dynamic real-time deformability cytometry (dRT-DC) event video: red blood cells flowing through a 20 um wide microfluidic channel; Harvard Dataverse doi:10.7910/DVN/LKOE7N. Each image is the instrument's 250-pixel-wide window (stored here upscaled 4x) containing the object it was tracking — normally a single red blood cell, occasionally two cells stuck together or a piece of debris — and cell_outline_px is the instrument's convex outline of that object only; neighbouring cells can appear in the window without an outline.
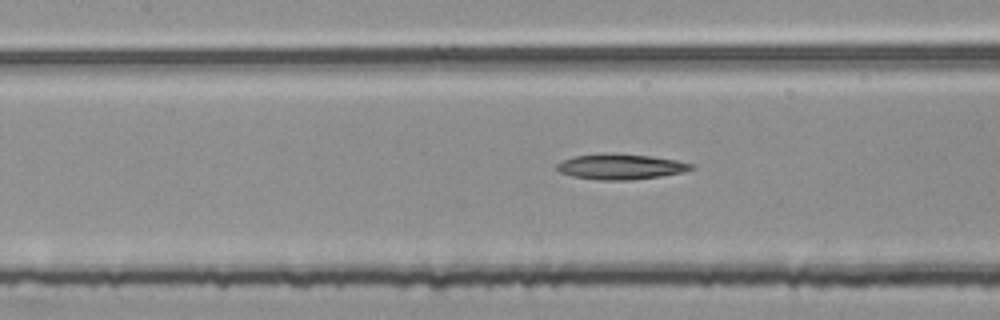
{"species": "common noctule bat (a hibernating species)", "species_latin": "Nyctalus noctula", "temperature_condition": "room temperature", "stored_images_in_passage": 54, "segment_of_instrument_passage": [2, 2], "camera_frame_rate_fps": 3000, "um_per_image_px": 0.085, "animal": {"sex": "female", "body_mass_g": 25.1}, "frame": {"image": 1, "passage_image": 24, "time_ms": 7.667, "image_size_px": [1000, 320], "cell_outline_px": [[696, 168], [680, 172], [660, 176], [632, 180], [600, 180], [572, 176], [560, 172], [556, 168], [556, 164], [572, 156], [608, 152], [612, 152], [648, 156], [676, 160], [692, 164]], "centroid_in_image_um": [52.71, 14.15], "position_along_channel_um": 154.7, "area_um2": 19.94}}
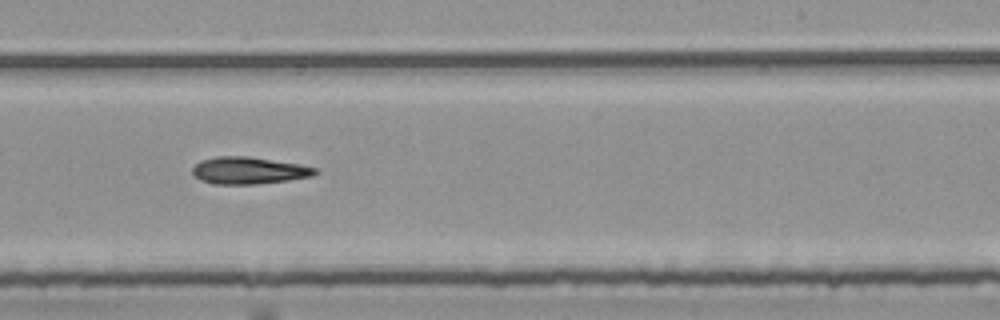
{"frame": {"image": 2, "passage_image": 33, "time_ms": 10.667, "image_size_px": [1000, 320], "cell_outline_px": [[320, 172], [312, 176], [288, 180], [256, 184], [216, 184], [200, 180], [192, 172], [192, 168], [200, 160], [216, 156], [248, 156], [300, 164], [320, 168]], "centroid_in_image_um": [21.19, 14.48], "position_along_channel_um": 267.8, "area_um2": 19.48}}
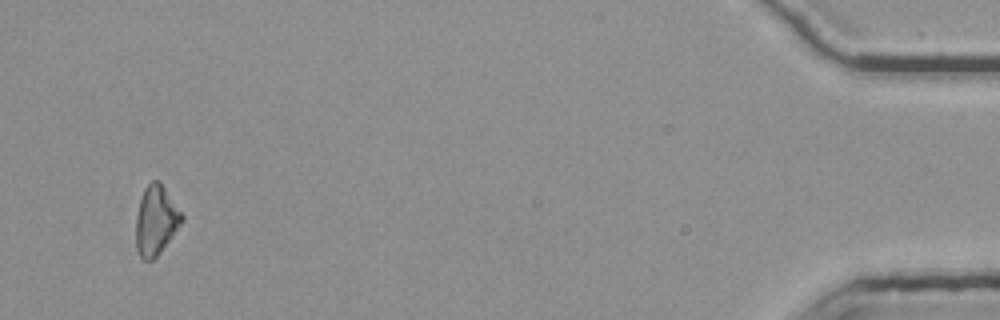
{"frame": {"image": 3, "passage_image": 52, "time_ms": 17.0, "image_size_px": [1000, 320], "cell_outline_px": [[184, 220], [160, 252], [152, 260], [144, 260], [140, 256], [136, 248], [136, 216], [140, 200], [144, 188], [152, 180], [160, 180], [184, 216]], "centroid_in_image_um": [13.25, 18.71], "position_along_channel_um": 421.9, "area_um2": 18.5}}